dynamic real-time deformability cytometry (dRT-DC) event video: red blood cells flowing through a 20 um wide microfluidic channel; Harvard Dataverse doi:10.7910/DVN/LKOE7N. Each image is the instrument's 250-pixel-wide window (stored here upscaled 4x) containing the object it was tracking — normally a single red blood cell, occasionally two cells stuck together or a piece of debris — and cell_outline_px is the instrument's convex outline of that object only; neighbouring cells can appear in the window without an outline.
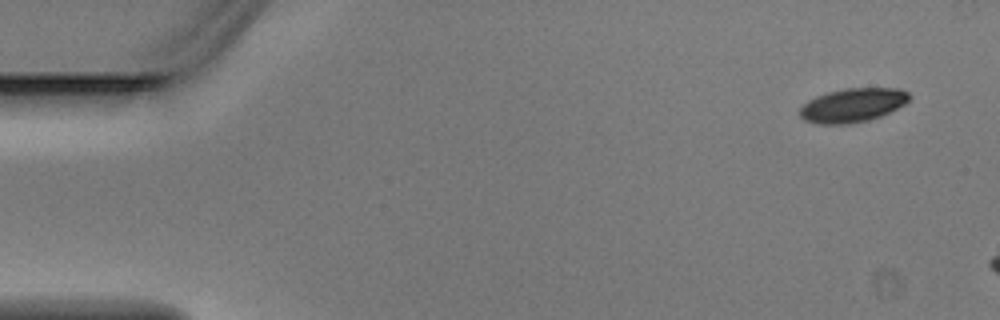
{"species": "Egyptian fruit bat (a non-hibernating species)", "species_latin": "Rousettus aegyptiacus", "temperature_condition": "warm", "stored_images_in_passage": 3, "camera_frame_rate_fps": 3000, "um_per_image_px": 0.085, "animal": {"sex": "male"}, "frame": {"image": 1, "passage_image": 1, "time_ms": 0.0, "image_size_px": [1000, 320], "cell_outline_px": [[912, 96], [904, 104], [880, 116], [868, 120], [852, 124], [816, 124], [804, 120], [800, 116], [800, 108], [808, 100], [816, 96], [828, 92], [844, 88], [900, 88], [908, 92]], "centroid_in_image_um": [72.46, 8.94], "position_along_channel_um": 12.5, "area_um2": 21.68}}